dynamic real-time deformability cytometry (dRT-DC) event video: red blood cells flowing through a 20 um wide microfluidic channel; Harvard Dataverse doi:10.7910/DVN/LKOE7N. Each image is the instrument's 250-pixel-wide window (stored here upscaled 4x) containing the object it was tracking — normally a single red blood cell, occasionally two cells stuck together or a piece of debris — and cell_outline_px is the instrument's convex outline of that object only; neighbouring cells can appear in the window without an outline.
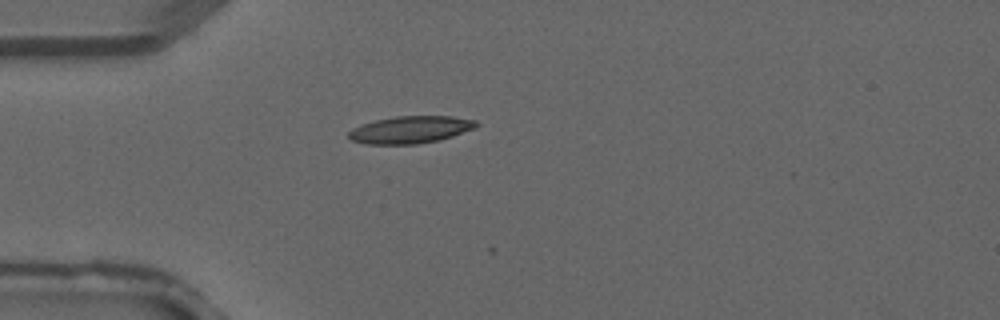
{"species": "common noctule bat (a hibernating species)", "species_latin": "Nyctalus noctula", "temperature_condition": "warm", "stored_images_in_passage": 1, "camera_frame_rate_fps": 3000, "um_per_image_px": 0.085, "animal": {"sex": "male", "forearm_length_mm": 52.5}, "frame": {"image": 1, "passage_image": 1, "time_ms": 0.0, "image_size_px": [1000, 320], "cell_outline_px": [[480, 124], [476, 128], [440, 140], [416, 144], [364, 144], [352, 140], [348, 136], [348, 132], [352, 128], [376, 120], [396, 116], [452, 116], [476, 120]], "centroid_in_image_um": [34.92, 11.02], "position_along_channel_um": 50.1, "area_um2": 20.29}}